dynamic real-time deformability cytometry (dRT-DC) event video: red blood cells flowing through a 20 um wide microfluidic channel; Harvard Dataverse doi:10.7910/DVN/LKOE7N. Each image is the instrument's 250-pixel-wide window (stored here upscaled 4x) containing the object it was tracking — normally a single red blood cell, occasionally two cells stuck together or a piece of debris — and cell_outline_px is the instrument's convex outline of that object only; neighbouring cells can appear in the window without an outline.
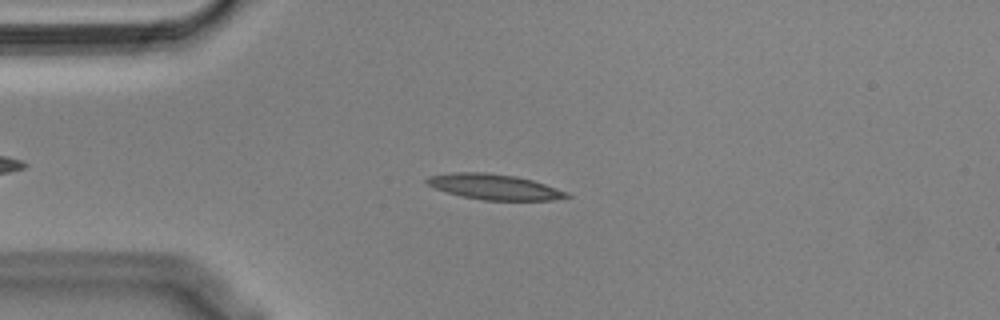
{"species": "Egyptian fruit bat (a non-hibernating species)", "species_latin": "Rousettus aegyptiacus", "temperature_condition": "cold", "stored_images_in_passage": 45, "segment_of_instrument_passage": [1, 2], "camera_frame_rate_fps": 3000, "um_per_image_px": 0.085, "animal": {"sex": "male"}, "frame": {"image": 1, "passage_image": 3, "time_ms": 0.667, "image_size_px": [1000, 320], "cell_outline_px": [[572, 196], [552, 200], [484, 200], [460, 196], [436, 188], [428, 184], [424, 180], [428, 176], [448, 172], [484, 172], [516, 176], [532, 180], [568, 192]], "centroid_in_image_um": [41.99, 15.87], "position_along_channel_um": 43.0, "area_um2": 20.69}}
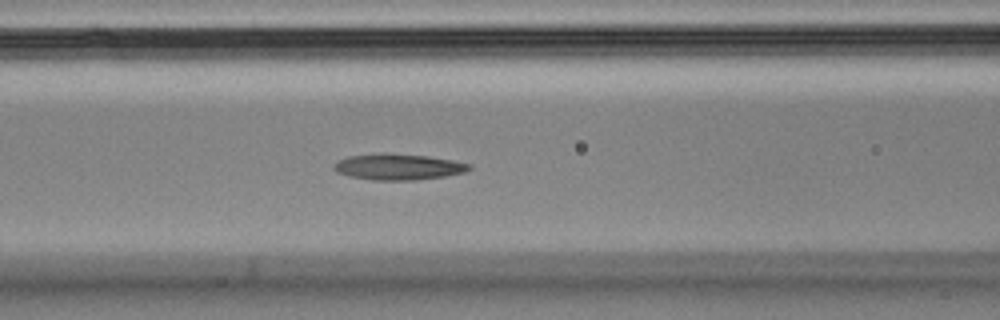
{"frame": {"image": 2, "passage_image": 12, "time_ms": 3.667, "image_size_px": [1000, 320], "cell_outline_px": [[472, 168], [464, 172], [444, 176], [416, 180], [372, 180], [352, 176], [336, 172], [332, 168], [340, 160], [348, 156], [384, 152], [428, 156], [452, 160], [472, 164]], "centroid_in_image_um": [33.87, 14.17], "position_along_channel_um": 132.7, "area_um2": 20.52}}
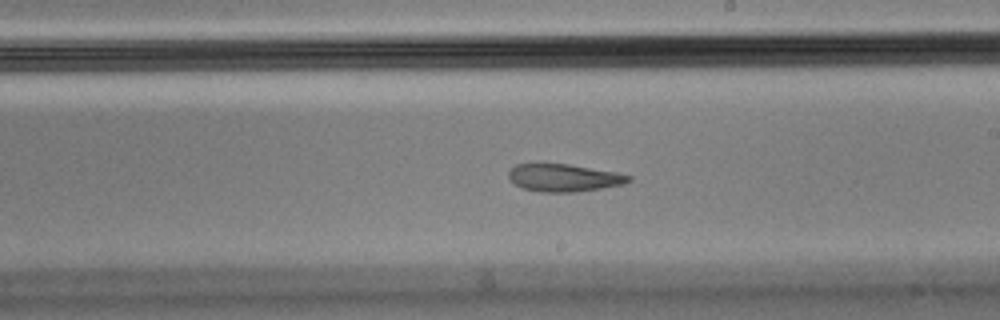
{"frame": {"image": 3, "passage_image": 21, "time_ms": 6.667, "image_size_px": [1000, 320], "cell_outline_px": [[632, 180], [624, 184], [576, 192], [540, 192], [520, 188], [508, 176], [508, 172], [516, 164], [568, 164], [616, 172], [632, 176]], "centroid_in_image_um": [47.94, 15.12], "position_along_channel_um": 241.1, "area_um2": 19.19}}